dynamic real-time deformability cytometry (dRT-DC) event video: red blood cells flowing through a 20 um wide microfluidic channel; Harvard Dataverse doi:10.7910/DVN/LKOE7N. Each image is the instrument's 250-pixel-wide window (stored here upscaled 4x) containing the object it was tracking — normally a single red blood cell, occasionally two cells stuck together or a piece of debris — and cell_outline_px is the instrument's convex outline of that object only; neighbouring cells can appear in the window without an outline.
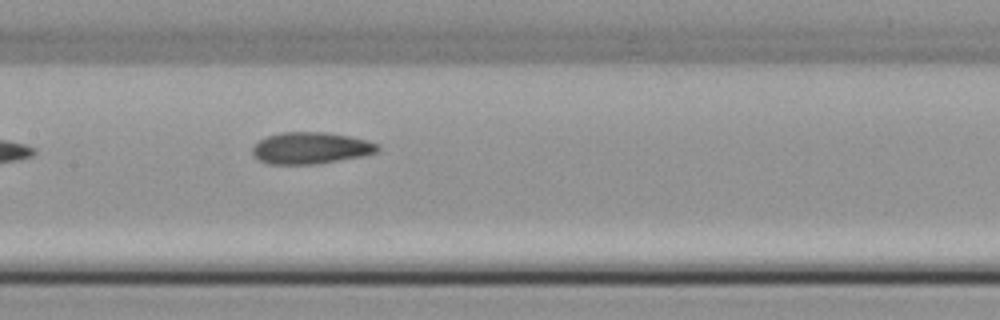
{"species": "common noctule bat (a hibernating species)", "species_latin": "Nyctalus noctula", "temperature_condition": "cold", "stored_images_in_passage": 6, "camera_frame_rate_fps": 3000, "um_per_image_px": 0.085, "animal": {"sex": "female", "body_mass_g": 22.7, "forearm_length_mm": 54.2}, "frame": {"image": 1, "passage_image": 6, "time_ms": 1.667, "image_size_px": [1000, 320], "cell_outline_px": [[380, 148], [376, 152], [364, 156], [316, 164], [268, 164], [260, 160], [252, 152], [252, 148], [260, 140], [268, 136], [280, 132], [328, 132], [368, 140], [380, 144]], "centroid_in_image_um": [26.46, 12.58], "position_along_channel_um": 180.9, "area_um2": 23.12}}